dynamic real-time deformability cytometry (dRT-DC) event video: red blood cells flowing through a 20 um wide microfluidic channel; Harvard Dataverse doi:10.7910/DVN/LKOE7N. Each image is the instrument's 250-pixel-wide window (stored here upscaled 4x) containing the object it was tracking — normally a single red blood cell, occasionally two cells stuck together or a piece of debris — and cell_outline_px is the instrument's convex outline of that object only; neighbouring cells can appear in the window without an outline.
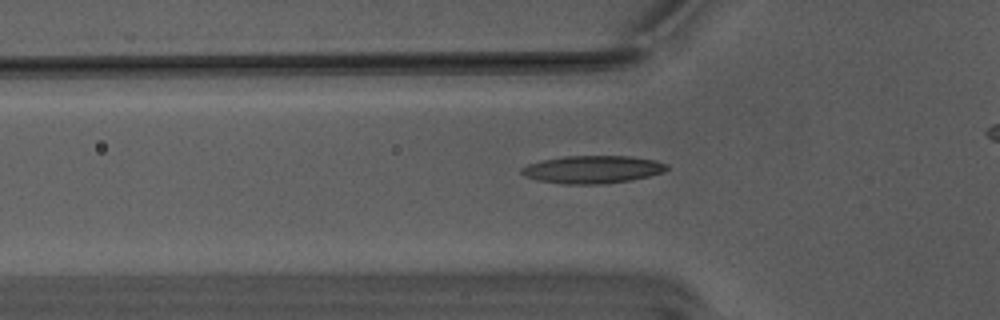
{"species": "Egyptian fruit bat (a non-hibernating species)", "species_latin": "Rousettus aegyptiacus", "temperature_condition": "warm", "stored_images_in_passage": 33, "camera_frame_rate_fps": 3000, "um_per_image_px": 0.085, "animal": {"sex": "male"}, "frame": {"image": 1, "passage_image": 4, "time_ms": 1.0, "image_size_px": [1000, 320], "cell_outline_px": [[668, 168], [664, 172], [632, 180], [604, 184], [564, 184], [536, 180], [524, 176], [520, 172], [520, 168], [528, 164], [540, 160], [564, 156], [628, 156], [656, 160], [668, 164]], "centroid_in_image_um": [50.35, 14.4], "position_along_channel_um": 75.5, "area_um2": 23.7}}
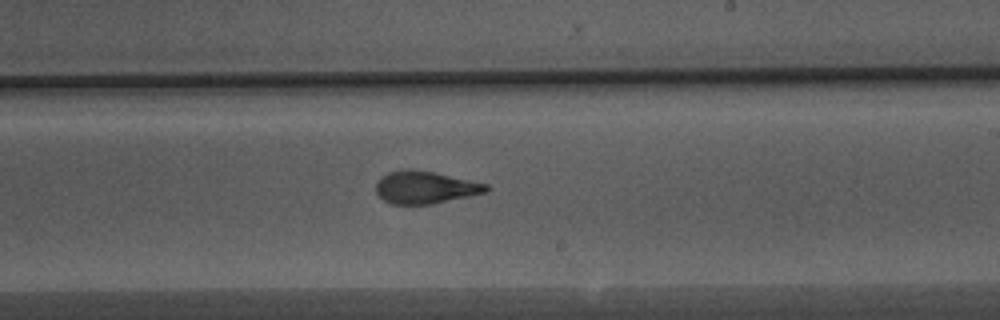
{"frame": {"image": 2, "passage_image": 18, "time_ms": 5.667, "image_size_px": [1000, 320], "cell_outline_px": [[492, 188], [488, 192], [432, 204], [392, 204], [384, 200], [376, 192], [376, 180], [380, 176], [388, 172], [400, 168], [408, 168], [432, 172], [488, 184]], "centroid_in_image_um": [36.12, 15.91], "position_along_channel_um": 252.9, "area_um2": 21.04}}
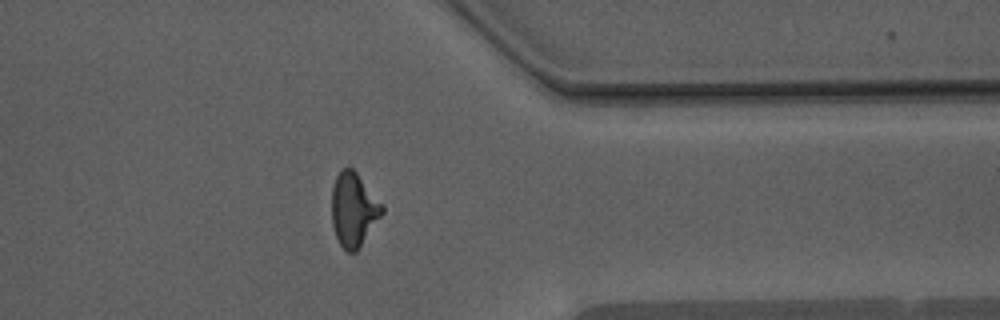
{"frame": {"image": 3, "passage_image": 29, "time_ms": 9.333, "image_size_px": [1000, 320], "cell_outline_px": [[384, 212], [356, 252], [348, 252], [340, 244], [336, 236], [332, 224], [332, 188], [336, 176], [340, 168], [352, 168], [356, 172], [384, 204]], "centroid_in_image_um": [30.07, 17.79], "position_along_channel_um": 381.3, "area_um2": 21.68}, "authors_computed_cell_mechanics": {"area_um2": 21.5594, "velocity_mm_per_s": 3.7917, "shape_relaxation_time_tau1_ms": 5.625, "shape_relaxation_time_tau2_ms": 1.5862, "deformation_change_tau1": 0.2155, "deformation_change_tau2": 0.0944}}